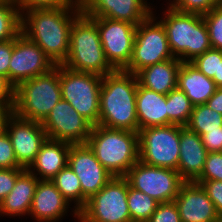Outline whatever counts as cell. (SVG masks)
<instances>
[{
  "label": "cell",
  "mask_w": 222,
  "mask_h": 222,
  "mask_svg": "<svg viewBox=\"0 0 222 222\" xmlns=\"http://www.w3.org/2000/svg\"><path fill=\"white\" fill-rule=\"evenodd\" d=\"M214 222H222V216H218Z\"/></svg>",
  "instance_id": "46"
},
{
  "label": "cell",
  "mask_w": 222,
  "mask_h": 222,
  "mask_svg": "<svg viewBox=\"0 0 222 222\" xmlns=\"http://www.w3.org/2000/svg\"><path fill=\"white\" fill-rule=\"evenodd\" d=\"M129 186L159 203L174 201L185 182L178 171L147 165L140 160L124 176Z\"/></svg>",
  "instance_id": "11"
},
{
  "label": "cell",
  "mask_w": 222,
  "mask_h": 222,
  "mask_svg": "<svg viewBox=\"0 0 222 222\" xmlns=\"http://www.w3.org/2000/svg\"><path fill=\"white\" fill-rule=\"evenodd\" d=\"M138 80L135 74L114 70L102 77L98 125L139 132L136 93Z\"/></svg>",
  "instance_id": "2"
},
{
  "label": "cell",
  "mask_w": 222,
  "mask_h": 222,
  "mask_svg": "<svg viewBox=\"0 0 222 222\" xmlns=\"http://www.w3.org/2000/svg\"><path fill=\"white\" fill-rule=\"evenodd\" d=\"M48 139L70 144H85L93 125L68 101L61 99L41 123Z\"/></svg>",
  "instance_id": "12"
},
{
  "label": "cell",
  "mask_w": 222,
  "mask_h": 222,
  "mask_svg": "<svg viewBox=\"0 0 222 222\" xmlns=\"http://www.w3.org/2000/svg\"><path fill=\"white\" fill-rule=\"evenodd\" d=\"M13 113V105L0 100V133L5 131L8 117Z\"/></svg>",
  "instance_id": "44"
},
{
  "label": "cell",
  "mask_w": 222,
  "mask_h": 222,
  "mask_svg": "<svg viewBox=\"0 0 222 222\" xmlns=\"http://www.w3.org/2000/svg\"><path fill=\"white\" fill-rule=\"evenodd\" d=\"M219 60H222V50L211 48L190 63L206 77L213 79V77H218Z\"/></svg>",
  "instance_id": "32"
},
{
  "label": "cell",
  "mask_w": 222,
  "mask_h": 222,
  "mask_svg": "<svg viewBox=\"0 0 222 222\" xmlns=\"http://www.w3.org/2000/svg\"><path fill=\"white\" fill-rule=\"evenodd\" d=\"M200 136L207 152L222 151V127H219V130L208 131Z\"/></svg>",
  "instance_id": "40"
},
{
  "label": "cell",
  "mask_w": 222,
  "mask_h": 222,
  "mask_svg": "<svg viewBox=\"0 0 222 222\" xmlns=\"http://www.w3.org/2000/svg\"><path fill=\"white\" fill-rule=\"evenodd\" d=\"M51 181L63 197L79 212L82 209V191L79 178L71 167H64Z\"/></svg>",
  "instance_id": "26"
},
{
  "label": "cell",
  "mask_w": 222,
  "mask_h": 222,
  "mask_svg": "<svg viewBox=\"0 0 222 222\" xmlns=\"http://www.w3.org/2000/svg\"><path fill=\"white\" fill-rule=\"evenodd\" d=\"M24 168H0V203L14 188L17 177Z\"/></svg>",
  "instance_id": "38"
},
{
  "label": "cell",
  "mask_w": 222,
  "mask_h": 222,
  "mask_svg": "<svg viewBox=\"0 0 222 222\" xmlns=\"http://www.w3.org/2000/svg\"><path fill=\"white\" fill-rule=\"evenodd\" d=\"M21 31V14L15 2H0V42L14 39Z\"/></svg>",
  "instance_id": "30"
},
{
  "label": "cell",
  "mask_w": 222,
  "mask_h": 222,
  "mask_svg": "<svg viewBox=\"0 0 222 222\" xmlns=\"http://www.w3.org/2000/svg\"><path fill=\"white\" fill-rule=\"evenodd\" d=\"M217 87H222V60H219L218 77L212 79Z\"/></svg>",
  "instance_id": "45"
},
{
  "label": "cell",
  "mask_w": 222,
  "mask_h": 222,
  "mask_svg": "<svg viewBox=\"0 0 222 222\" xmlns=\"http://www.w3.org/2000/svg\"><path fill=\"white\" fill-rule=\"evenodd\" d=\"M208 30L210 44L214 49L222 50V3L203 14Z\"/></svg>",
  "instance_id": "31"
},
{
  "label": "cell",
  "mask_w": 222,
  "mask_h": 222,
  "mask_svg": "<svg viewBox=\"0 0 222 222\" xmlns=\"http://www.w3.org/2000/svg\"><path fill=\"white\" fill-rule=\"evenodd\" d=\"M221 3L222 0H169L167 6L179 12L203 15Z\"/></svg>",
  "instance_id": "33"
},
{
  "label": "cell",
  "mask_w": 222,
  "mask_h": 222,
  "mask_svg": "<svg viewBox=\"0 0 222 222\" xmlns=\"http://www.w3.org/2000/svg\"><path fill=\"white\" fill-rule=\"evenodd\" d=\"M39 179L25 169L15 182L14 188L0 203V217L29 216L33 196ZM3 214V215H2Z\"/></svg>",
  "instance_id": "22"
},
{
  "label": "cell",
  "mask_w": 222,
  "mask_h": 222,
  "mask_svg": "<svg viewBox=\"0 0 222 222\" xmlns=\"http://www.w3.org/2000/svg\"><path fill=\"white\" fill-rule=\"evenodd\" d=\"M0 100L9 105H14L15 102V87L2 75H0Z\"/></svg>",
  "instance_id": "42"
},
{
  "label": "cell",
  "mask_w": 222,
  "mask_h": 222,
  "mask_svg": "<svg viewBox=\"0 0 222 222\" xmlns=\"http://www.w3.org/2000/svg\"><path fill=\"white\" fill-rule=\"evenodd\" d=\"M71 144L46 139L28 170L39 180H51L68 165Z\"/></svg>",
  "instance_id": "21"
},
{
  "label": "cell",
  "mask_w": 222,
  "mask_h": 222,
  "mask_svg": "<svg viewBox=\"0 0 222 222\" xmlns=\"http://www.w3.org/2000/svg\"><path fill=\"white\" fill-rule=\"evenodd\" d=\"M68 165L79 178L82 208L87 200L101 190L113 177L96 159L93 150L85 144H71Z\"/></svg>",
  "instance_id": "15"
},
{
  "label": "cell",
  "mask_w": 222,
  "mask_h": 222,
  "mask_svg": "<svg viewBox=\"0 0 222 222\" xmlns=\"http://www.w3.org/2000/svg\"><path fill=\"white\" fill-rule=\"evenodd\" d=\"M150 4L147 0H78L83 14L127 21L136 26L152 14L154 8Z\"/></svg>",
  "instance_id": "17"
},
{
  "label": "cell",
  "mask_w": 222,
  "mask_h": 222,
  "mask_svg": "<svg viewBox=\"0 0 222 222\" xmlns=\"http://www.w3.org/2000/svg\"><path fill=\"white\" fill-rule=\"evenodd\" d=\"M183 127L171 124L140 129L139 160L150 166L177 171L180 157V130Z\"/></svg>",
  "instance_id": "9"
},
{
  "label": "cell",
  "mask_w": 222,
  "mask_h": 222,
  "mask_svg": "<svg viewBox=\"0 0 222 222\" xmlns=\"http://www.w3.org/2000/svg\"><path fill=\"white\" fill-rule=\"evenodd\" d=\"M87 144L93 150L96 159L113 176H125L139 161L138 132L95 125Z\"/></svg>",
  "instance_id": "5"
},
{
  "label": "cell",
  "mask_w": 222,
  "mask_h": 222,
  "mask_svg": "<svg viewBox=\"0 0 222 222\" xmlns=\"http://www.w3.org/2000/svg\"><path fill=\"white\" fill-rule=\"evenodd\" d=\"M172 58L174 56L166 30L158 18L151 14L136 28L131 60L123 70L136 74L147 66Z\"/></svg>",
  "instance_id": "10"
},
{
  "label": "cell",
  "mask_w": 222,
  "mask_h": 222,
  "mask_svg": "<svg viewBox=\"0 0 222 222\" xmlns=\"http://www.w3.org/2000/svg\"><path fill=\"white\" fill-rule=\"evenodd\" d=\"M222 181V151L208 152L201 176L196 181Z\"/></svg>",
  "instance_id": "34"
},
{
  "label": "cell",
  "mask_w": 222,
  "mask_h": 222,
  "mask_svg": "<svg viewBox=\"0 0 222 222\" xmlns=\"http://www.w3.org/2000/svg\"><path fill=\"white\" fill-rule=\"evenodd\" d=\"M200 184L206 191L208 197L215 205L216 211L219 216H222V181H195Z\"/></svg>",
  "instance_id": "39"
},
{
  "label": "cell",
  "mask_w": 222,
  "mask_h": 222,
  "mask_svg": "<svg viewBox=\"0 0 222 222\" xmlns=\"http://www.w3.org/2000/svg\"><path fill=\"white\" fill-rule=\"evenodd\" d=\"M63 197L51 180H39L35 189L29 216L38 222H59L71 214L78 220V212ZM73 212V213H72Z\"/></svg>",
  "instance_id": "18"
},
{
  "label": "cell",
  "mask_w": 222,
  "mask_h": 222,
  "mask_svg": "<svg viewBox=\"0 0 222 222\" xmlns=\"http://www.w3.org/2000/svg\"><path fill=\"white\" fill-rule=\"evenodd\" d=\"M177 87L186 94L194 106L206 104L218 88L212 79L206 77L190 62H181Z\"/></svg>",
  "instance_id": "25"
},
{
  "label": "cell",
  "mask_w": 222,
  "mask_h": 222,
  "mask_svg": "<svg viewBox=\"0 0 222 222\" xmlns=\"http://www.w3.org/2000/svg\"><path fill=\"white\" fill-rule=\"evenodd\" d=\"M147 222H181L176 203L174 201L158 203Z\"/></svg>",
  "instance_id": "36"
},
{
  "label": "cell",
  "mask_w": 222,
  "mask_h": 222,
  "mask_svg": "<svg viewBox=\"0 0 222 222\" xmlns=\"http://www.w3.org/2000/svg\"><path fill=\"white\" fill-rule=\"evenodd\" d=\"M161 18L166 30L172 55L181 62H191L205 51L211 49L210 38L203 15L184 13L167 6ZM155 13V14H154Z\"/></svg>",
  "instance_id": "3"
},
{
  "label": "cell",
  "mask_w": 222,
  "mask_h": 222,
  "mask_svg": "<svg viewBox=\"0 0 222 222\" xmlns=\"http://www.w3.org/2000/svg\"><path fill=\"white\" fill-rule=\"evenodd\" d=\"M102 77L59 65L62 99L68 101L93 126L99 122Z\"/></svg>",
  "instance_id": "7"
},
{
  "label": "cell",
  "mask_w": 222,
  "mask_h": 222,
  "mask_svg": "<svg viewBox=\"0 0 222 222\" xmlns=\"http://www.w3.org/2000/svg\"><path fill=\"white\" fill-rule=\"evenodd\" d=\"M180 157L177 171L185 182L196 181L202 174L207 149L201 136L184 126L180 130Z\"/></svg>",
  "instance_id": "20"
},
{
  "label": "cell",
  "mask_w": 222,
  "mask_h": 222,
  "mask_svg": "<svg viewBox=\"0 0 222 222\" xmlns=\"http://www.w3.org/2000/svg\"><path fill=\"white\" fill-rule=\"evenodd\" d=\"M79 7L35 8L21 13V33L35 42L55 65L67 59L70 30Z\"/></svg>",
  "instance_id": "1"
},
{
  "label": "cell",
  "mask_w": 222,
  "mask_h": 222,
  "mask_svg": "<svg viewBox=\"0 0 222 222\" xmlns=\"http://www.w3.org/2000/svg\"><path fill=\"white\" fill-rule=\"evenodd\" d=\"M128 186L124 176H113L87 200L78 212V222H132L127 204Z\"/></svg>",
  "instance_id": "8"
},
{
  "label": "cell",
  "mask_w": 222,
  "mask_h": 222,
  "mask_svg": "<svg viewBox=\"0 0 222 222\" xmlns=\"http://www.w3.org/2000/svg\"><path fill=\"white\" fill-rule=\"evenodd\" d=\"M186 127L199 135L222 127V114L210 109L207 104L194 106Z\"/></svg>",
  "instance_id": "28"
},
{
  "label": "cell",
  "mask_w": 222,
  "mask_h": 222,
  "mask_svg": "<svg viewBox=\"0 0 222 222\" xmlns=\"http://www.w3.org/2000/svg\"><path fill=\"white\" fill-rule=\"evenodd\" d=\"M63 66L87 73L105 76L115 69L107 61L99 30L97 17L81 13L73 22L67 59Z\"/></svg>",
  "instance_id": "4"
},
{
  "label": "cell",
  "mask_w": 222,
  "mask_h": 222,
  "mask_svg": "<svg viewBox=\"0 0 222 222\" xmlns=\"http://www.w3.org/2000/svg\"><path fill=\"white\" fill-rule=\"evenodd\" d=\"M20 14L35 8L79 7L78 0H15Z\"/></svg>",
  "instance_id": "35"
},
{
  "label": "cell",
  "mask_w": 222,
  "mask_h": 222,
  "mask_svg": "<svg viewBox=\"0 0 222 222\" xmlns=\"http://www.w3.org/2000/svg\"><path fill=\"white\" fill-rule=\"evenodd\" d=\"M0 2H15V0H0Z\"/></svg>",
  "instance_id": "47"
},
{
  "label": "cell",
  "mask_w": 222,
  "mask_h": 222,
  "mask_svg": "<svg viewBox=\"0 0 222 222\" xmlns=\"http://www.w3.org/2000/svg\"><path fill=\"white\" fill-rule=\"evenodd\" d=\"M0 168H22L17 163V158L6 131L0 133Z\"/></svg>",
  "instance_id": "37"
},
{
  "label": "cell",
  "mask_w": 222,
  "mask_h": 222,
  "mask_svg": "<svg viewBox=\"0 0 222 222\" xmlns=\"http://www.w3.org/2000/svg\"><path fill=\"white\" fill-rule=\"evenodd\" d=\"M174 202L181 222H214L219 216L206 191L195 181L184 182Z\"/></svg>",
  "instance_id": "19"
},
{
  "label": "cell",
  "mask_w": 222,
  "mask_h": 222,
  "mask_svg": "<svg viewBox=\"0 0 222 222\" xmlns=\"http://www.w3.org/2000/svg\"><path fill=\"white\" fill-rule=\"evenodd\" d=\"M194 105L178 87L167 94V125L186 126Z\"/></svg>",
  "instance_id": "27"
},
{
  "label": "cell",
  "mask_w": 222,
  "mask_h": 222,
  "mask_svg": "<svg viewBox=\"0 0 222 222\" xmlns=\"http://www.w3.org/2000/svg\"><path fill=\"white\" fill-rule=\"evenodd\" d=\"M181 61L174 57L166 61L147 66L135 75L138 84L148 90L167 95L177 87L178 71Z\"/></svg>",
  "instance_id": "23"
},
{
  "label": "cell",
  "mask_w": 222,
  "mask_h": 222,
  "mask_svg": "<svg viewBox=\"0 0 222 222\" xmlns=\"http://www.w3.org/2000/svg\"><path fill=\"white\" fill-rule=\"evenodd\" d=\"M206 104L210 109L222 114V87H218L215 93L207 100Z\"/></svg>",
  "instance_id": "43"
},
{
  "label": "cell",
  "mask_w": 222,
  "mask_h": 222,
  "mask_svg": "<svg viewBox=\"0 0 222 222\" xmlns=\"http://www.w3.org/2000/svg\"><path fill=\"white\" fill-rule=\"evenodd\" d=\"M61 99L59 65H56L15 88L13 112L21 118L42 123Z\"/></svg>",
  "instance_id": "6"
},
{
  "label": "cell",
  "mask_w": 222,
  "mask_h": 222,
  "mask_svg": "<svg viewBox=\"0 0 222 222\" xmlns=\"http://www.w3.org/2000/svg\"><path fill=\"white\" fill-rule=\"evenodd\" d=\"M158 203L147 194L128 186L127 204L132 222H147Z\"/></svg>",
  "instance_id": "29"
},
{
  "label": "cell",
  "mask_w": 222,
  "mask_h": 222,
  "mask_svg": "<svg viewBox=\"0 0 222 222\" xmlns=\"http://www.w3.org/2000/svg\"><path fill=\"white\" fill-rule=\"evenodd\" d=\"M5 131L10 137L17 163L22 168L28 169L47 139L42 124L21 118L13 112L8 117Z\"/></svg>",
  "instance_id": "16"
},
{
  "label": "cell",
  "mask_w": 222,
  "mask_h": 222,
  "mask_svg": "<svg viewBox=\"0 0 222 222\" xmlns=\"http://www.w3.org/2000/svg\"><path fill=\"white\" fill-rule=\"evenodd\" d=\"M13 52V39L0 42V75L9 80V63Z\"/></svg>",
  "instance_id": "41"
},
{
  "label": "cell",
  "mask_w": 222,
  "mask_h": 222,
  "mask_svg": "<svg viewBox=\"0 0 222 222\" xmlns=\"http://www.w3.org/2000/svg\"><path fill=\"white\" fill-rule=\"evenodd\" d=\"M136 111L139 130L167 126V95L148 90L138 84Z\"/></svg>",
  "instance_id": "24"
},
{
  "label": "cell",
  "mask_w": 222,
  "mask_h": 222,
  "mask_svg": "<svg viewBox=\"0 0 222 222\" xmlns=\"http://www.w3.org/2000/svg\"><path fill=\"white\" fill-rule=\"evenodd\" d=\"M97 28L107 61L115 70H123L131 60L137 26L101 17Z\"/></svg>",
  "instance_id": "13"
},
{
  "label": "cell",
  "mask_w": 222,
  "mask_h": 222,
  "mask_svg": "<svg viewBox=\"0 0 222 222\" xmlns=\"http://www.w3.org/2000/svg\"><path fill=\"white\" fill-rule=\"evenodd\" d=\"M55 66L39 46L21 32L13 39L9 82L15 88L23 81L44 74Z\"/></svg>",
  "instance_id": "14"
}]
</instances>
